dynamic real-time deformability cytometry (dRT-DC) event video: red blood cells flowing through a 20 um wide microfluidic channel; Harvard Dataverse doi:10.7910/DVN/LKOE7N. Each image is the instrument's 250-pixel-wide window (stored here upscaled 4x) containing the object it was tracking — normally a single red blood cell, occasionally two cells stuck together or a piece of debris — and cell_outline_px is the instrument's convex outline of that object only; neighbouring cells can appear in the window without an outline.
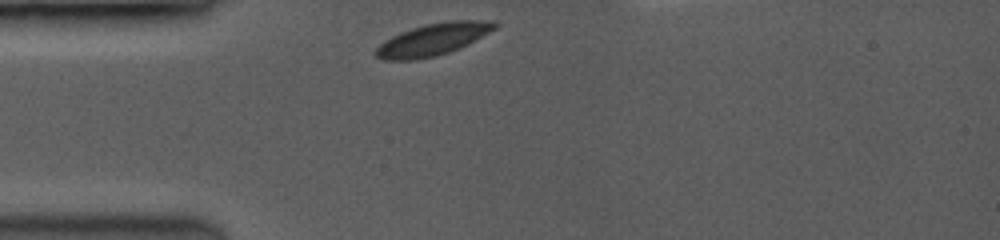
{"species": "common noctule bat (a hibernating species)", "species_latin": "Nyctalus noctula", "temperature_condition": "room temperature", "stored_images_in_passage": 45, "camera_frame_rate_fps": 3500, "um_per_image_px": 0.085, "animal": {"sex": "female", "body_mass_g": 19.0, "forearm_length_mm": 53.3}, "frame": {"image": 1, "passage_image": 1, "time_ms": 0.0, "image_size_px": [1000, 240], "cell_outline_px": [[500, 24], [496, 28], [460, 48], [436, 56], [412, 60], [384, 60], [376, 56], [376, 48], [384, 40], [400, 32], [424, 24], [448, 20], [496, 20]], "centroid_in_image_um": [36.83, 3.33], "position_along_channel_um": 48.2, "area_um2": 22.25}}
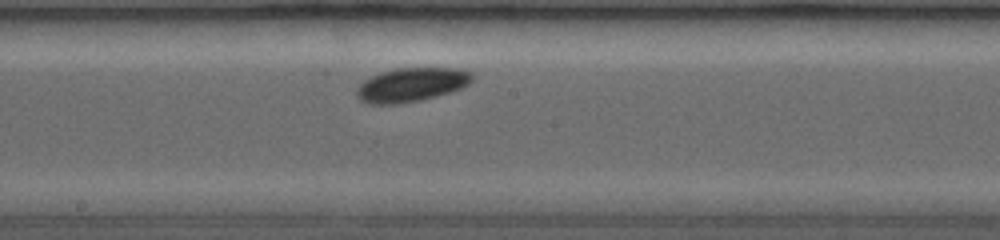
{"frame": {"image": 2, "passage_image": 19, "time_ms": 4.571, "image_size_px": [1000, 240], "cell_outline_px": [[472, 80], [468, 84], [460, 88], [448, 92], [416, 100], [392, 104], [376, 104], [360, 100], [356, 92], [356, 88], [364, 80], [380, 72], [396, 68], [464, 68], [472, 72]], "centroid_in_image_um": [34.97, 7.17], "position_along_channel_um": 213.2, "area_um2": 22.43}}
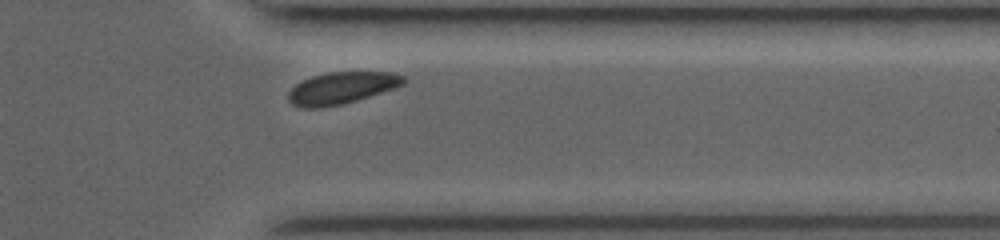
{"frame": {"image": 3, "passage_image": 40, "time_ms": 8.857, "image_size_px": [1000, 240], "cell_outline_px": [[404, 84], [344, 104], [320, 108], [304, 108], [292, 104], [288, 100], [288, 92], [296, 84], [312, 76], [328, 72], [388, 72], [404, 76]], "centroid_in_image_um": [28.98, 7.48], "position_along_channel_um": 382.4, "area_um2": 21.1}, "authors_computed_cell_mechanics": {"area_um2": 21.7906, "velocity_mm_per_s": 3.9138, "shape_relaxation_time_tau1_ms": 2.3605, "shape_relaxation_time_tau2_ms": null, "deformation_change_tau1": 0.0506, "deformation_change_tau2": null}}